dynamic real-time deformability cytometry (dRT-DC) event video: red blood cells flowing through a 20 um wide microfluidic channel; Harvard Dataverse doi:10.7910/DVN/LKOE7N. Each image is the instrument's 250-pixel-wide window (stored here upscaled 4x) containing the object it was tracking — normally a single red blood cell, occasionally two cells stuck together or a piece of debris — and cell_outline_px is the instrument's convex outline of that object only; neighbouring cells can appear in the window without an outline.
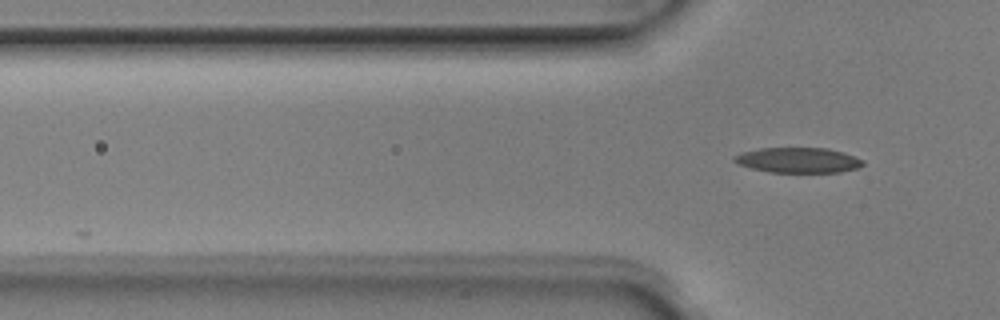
{"species": "Egyptian fruit bat (a non-hibernating species)", "species_latin": "Rousettus aegyptiacus", "temperature_condition": "room temperature", "stored_images_in_passage": 4, "camera_frame_rate_fps": 3000, "um_per_image_px": 0.085, "animal": {"sex": "male"}, "frame": {"image": 1, "passage_image": 4, "time_ms": 1.0, "image_size_px": [1000, 320], "cell_outline_px": [[864, 164], [856, 168], [840, 172], [768, 172], [736, 164], [732, 160], [732, 156], [744, 152], [760, 148], [828, 148], [844, 152], [864, 160]], "centroid_in_image_um": [67.83, 13.61], "position_along_channel_um": 58.0, "area_um2": 18.96}}